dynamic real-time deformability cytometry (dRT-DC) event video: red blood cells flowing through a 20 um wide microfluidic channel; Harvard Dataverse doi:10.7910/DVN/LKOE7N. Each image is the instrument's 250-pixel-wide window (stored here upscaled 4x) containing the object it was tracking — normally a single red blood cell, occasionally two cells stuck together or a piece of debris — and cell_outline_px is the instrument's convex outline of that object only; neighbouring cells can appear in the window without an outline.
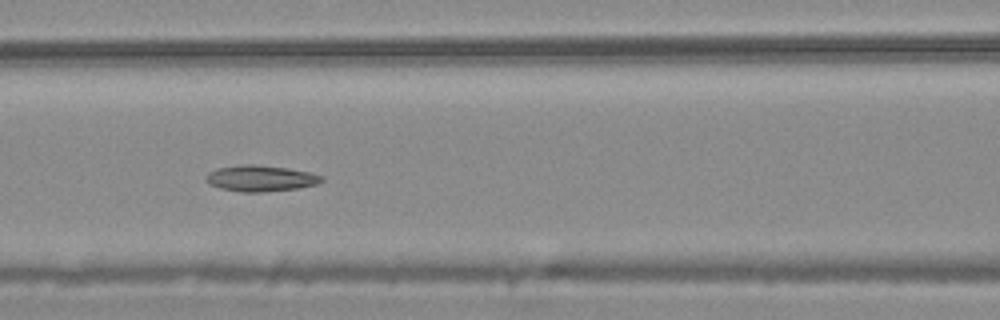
{"species": "common noctule bat (a hibernating species)", "species_latin": "Nyctalus noctula", "temperature_condition": "warm", "stored_images_in_passage": 10, "camera_frame_rate_fps": 3000, "um_per_image_px": 0.085, "animal": {"sex": "male", "body_mass_g": 20.4}, "frame": {"image": 1, "passage_image": 7, "time_ms": 2.0, "image_size_px": [1000, 320], "cell_outline_px": [[324, 180], [316, 184], [296, 188], [264, 192], [240, 192], [220, 188], [208, 184], [204, 176], [208, 172], [216, 168], [244, 164], [256, 164], [288, 168], [308, 172], [324, 176]], "centroid_in_image_um": [22.11, 15.15], "position_along_channel_um": 144.5, "area_um2": 17.69}}
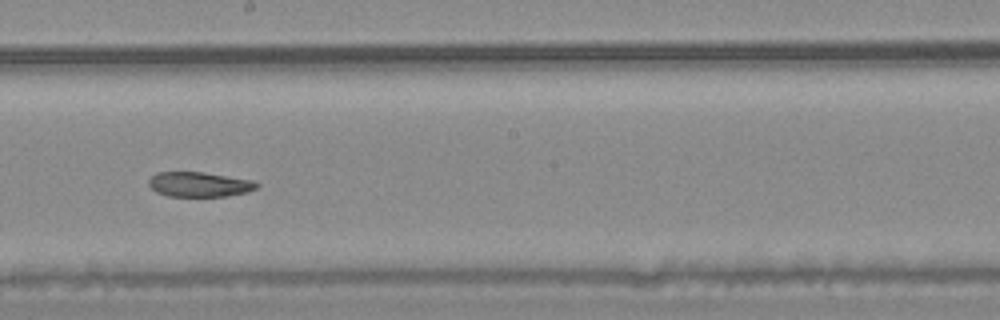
{"frame": {"image": 2, "passage_image": 9, "time_ms": 2.667, "image_size_px": [1000, 320], "cell_outline_px": [[260, 184], [256, 188], [248, 192], [224, 196], [168, 196], [156, 192], [148, 184], [148, 180], [156, 172], [204, 172], [252, 180]], "centroid_in_image_um": [16.93, 15.67], "position_along_channel_um": 231.3, "area_um2": 15.61}}